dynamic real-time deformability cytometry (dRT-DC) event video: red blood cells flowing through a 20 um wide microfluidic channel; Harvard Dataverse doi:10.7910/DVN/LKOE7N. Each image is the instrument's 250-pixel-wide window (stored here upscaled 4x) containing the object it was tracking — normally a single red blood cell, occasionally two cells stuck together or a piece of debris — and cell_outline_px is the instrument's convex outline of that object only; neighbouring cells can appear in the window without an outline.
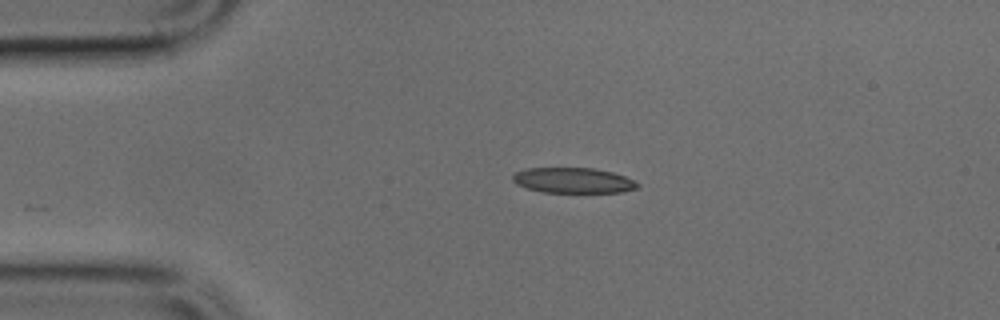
{"species": "common noctule bat (a hibernating species)", "species_latin": "Nyctalus noctula", "temperature_condition": "cold", "stored_images_in_passage": 9, "camera_frame_rate_fps": 3000, "um_per_image_px": 0.085, "animal": {"sex": "male", "body_mass_g": 17.9, "forearm_length_mm": 54.2}, "frame": {"image": 1, "passage_image": 1, "time_ms": 0.0, "image_size_px": [1000, 320], "cell_outline_px": [[640, 184], [636, 188], [620, 192], [544, 192], [528, 188], [516, 184], [512, 180], [512, 176], [516, 172], [528, 168], [592, 168], [612, 172], [624, 176]], "centroid_in_image_um": [48.7, 15.33], "position_along_channel_um": 36.3, "area_um2": 18.21}}
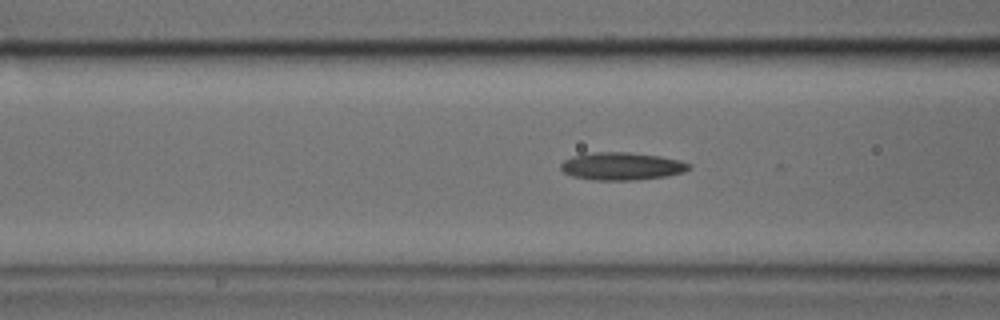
{"frame": {"image": 2, "passage_image": 9, "time_ms": 2.667, "image_size_px": [1000, 320], "cell_outline_px": [[692, 168], [684, 172], [668, 176], [636, 180], [592, 180], [572, 176], [564, 172], [560, 168], [560, 164], [564, 160], [572, 156], [592, 152], [628, 152], [660, 156], [680, 160], [692, 164]], "centroid_in_image_um": [52.87, 14.13], "position_along_channel_um": 113.7, "area_um2": 20.92}}